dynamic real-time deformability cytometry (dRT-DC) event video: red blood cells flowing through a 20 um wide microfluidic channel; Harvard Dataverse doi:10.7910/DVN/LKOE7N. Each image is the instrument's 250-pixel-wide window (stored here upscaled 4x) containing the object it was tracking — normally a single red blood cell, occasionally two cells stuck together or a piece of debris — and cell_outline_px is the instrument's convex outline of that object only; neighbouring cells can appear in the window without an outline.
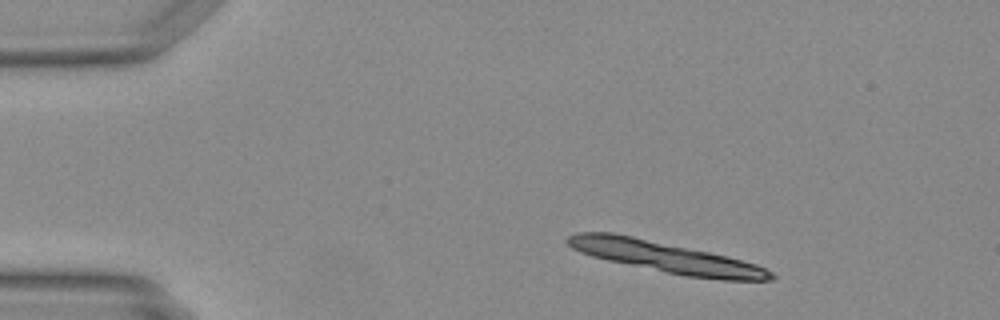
{"species": "Egyptian fruit bat (a non-hibernating species)", "species_latin": "Rousettus aegyptiacus", "temperature_condition": "warm", "stored_images_in_passage": 7, "camera_frame_rate_fps": 3000, "um_per_image_px": 0.085, "animal": {"sex": "female"}, "frame": {"image": 1, "passage_image": 1, "time_ms": 0.0, "image_size_px": [1000, 320], "cell_outline_px": [[776, 276], [772, 280], [724, 280], [688, 276], [608, 260], [592, 256], [580, 252], [572, 248], [564, 240], [568, 236], [576, 232], [612, 232], [632, 236], [728, 256], [756, 264], [772, 272]], "centroid_in_image_um": [56.57, 21.84], "position_along_channel_um": 28.4, "area_um2": 36.07}}